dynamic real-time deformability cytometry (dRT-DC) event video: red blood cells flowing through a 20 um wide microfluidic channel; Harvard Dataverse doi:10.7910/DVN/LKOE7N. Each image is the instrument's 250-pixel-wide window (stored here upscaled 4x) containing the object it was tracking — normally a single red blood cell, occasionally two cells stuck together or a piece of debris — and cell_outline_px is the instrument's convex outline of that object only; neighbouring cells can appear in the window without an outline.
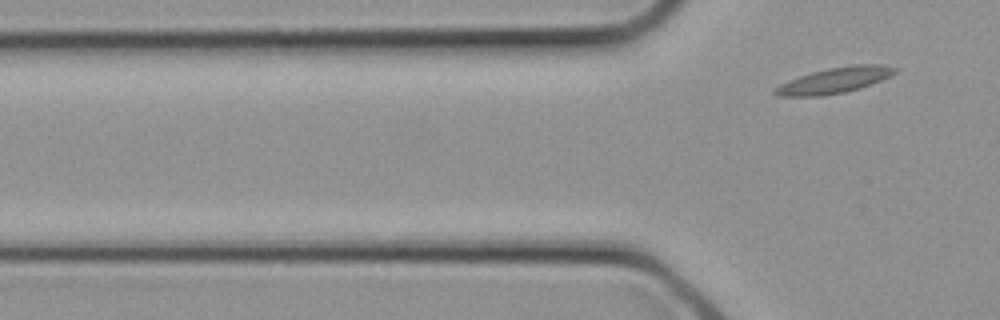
{"species": "common noctule bat (a hibernating species)", "species_latin": "Nyctalus noctula", "temperature_condition": "cold", "stored_images_in_passage": 2, "camera_frame_rate_fps": 3000, "um_per_image_px": 0.085, "animal": {"sex": "female", "body_mass_g": 21.9}, "frame": {"image": 1, "passage_image": 2, "time_ms": 0.333, "image_size_px": [1000, 320], "cell_outline_px": [[896, 72], [880, 80], [844, 92], [816, 96], [776, 96], [772, 92], [780, 84], [788, 80], [812, 72], [828, 68], [852, 64], [884, 64], [896, 68]], "centroid_in_image_um": [70.89, 6.81], "position_along_channel_um": 54.9, "area_um2": 17.57}}